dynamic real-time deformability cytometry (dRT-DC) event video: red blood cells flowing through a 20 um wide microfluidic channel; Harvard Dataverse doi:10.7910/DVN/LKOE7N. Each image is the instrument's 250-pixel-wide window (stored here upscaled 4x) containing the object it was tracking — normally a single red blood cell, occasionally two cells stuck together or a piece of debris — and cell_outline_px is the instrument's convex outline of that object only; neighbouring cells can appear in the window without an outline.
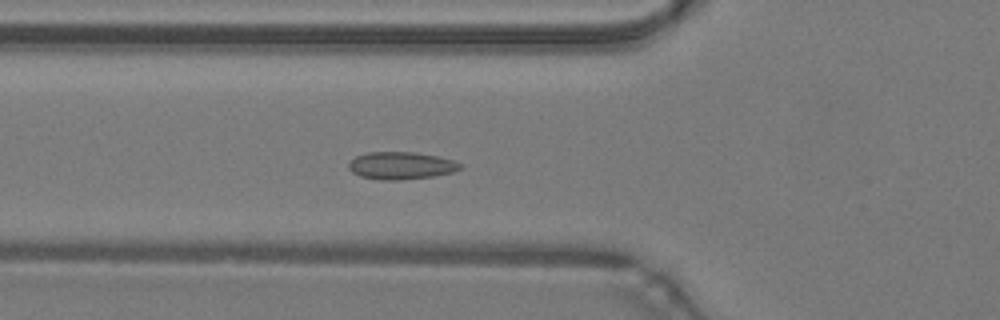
{"species": "common noctule bat (a hibernating species)", "species_latin": "Nyctalus noctula", "temperature_condition": "warm", "stored_images_in_passage": 47, "camera_frame_rate_fps": 3000, "um_per_image_px": 0.085, "animal": {"sex": "male", "body_mass_g": 19.2, "forearm_length_mm": 51.8}, "frame": {"image": 1, "passage_image": 16, "time_ms": 5.0, "image_size_px": [1000, 320], "cell_outline_px": [[464, 168], [452, 172], [432, 176], [400, 180], [380, 180], [360, 176], [352, 172], [348, 168], [348, 164], [356, 156], [368, 152], [412, 152], [436, 156], [452, 160], [464, 164]], "centroid_in_image_um": [34.1, 14.08], "position_along_channel_um": 91.7, "area_um2": 17.8}}
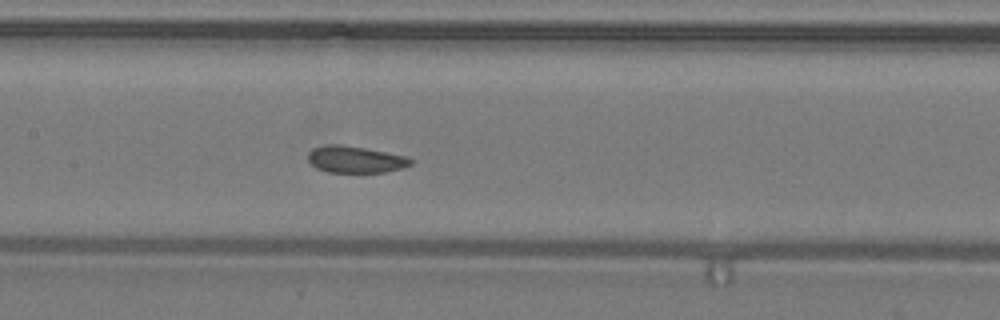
{"frame": {"image": 2, "passage_image": 22, "time_ms": 7.0, "image_size_px": [1000, 320], "cell_outline_px": [[412, 164], [400, 168], [384, 172], [328, 172], [316, 168], [308, 160], [308, 152], [312, 148], [324, 144], [340, 144], [364, 148], [408, 156], [412, 160]], "centroid_in_image_um": [30.17, 13.54], "position_along_channel_um": 177.2, "area_um2": 16.01}}
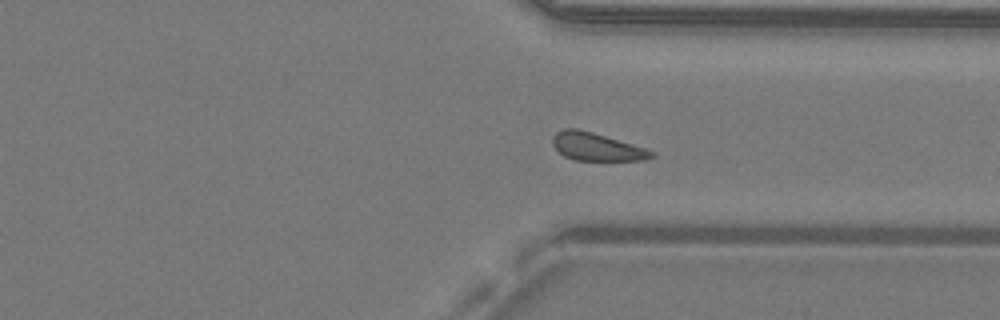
{"frame": {"image": 3, "passage_image": 35, "time_ms": 11.333, "image_size_px": [1000, 320], "cell_outline_px": [[656, 156], [644, 160], [576, 160], [564, 156], [552, 144], [552, 136], [556, 132], [564, 128], [576, 128], [592, 132], [648, 148], [656, 152]], "centroid_in_image_um": [50.75, 12.47], "position_along_channel_um": 360.6, "area_um2": 16.18}}